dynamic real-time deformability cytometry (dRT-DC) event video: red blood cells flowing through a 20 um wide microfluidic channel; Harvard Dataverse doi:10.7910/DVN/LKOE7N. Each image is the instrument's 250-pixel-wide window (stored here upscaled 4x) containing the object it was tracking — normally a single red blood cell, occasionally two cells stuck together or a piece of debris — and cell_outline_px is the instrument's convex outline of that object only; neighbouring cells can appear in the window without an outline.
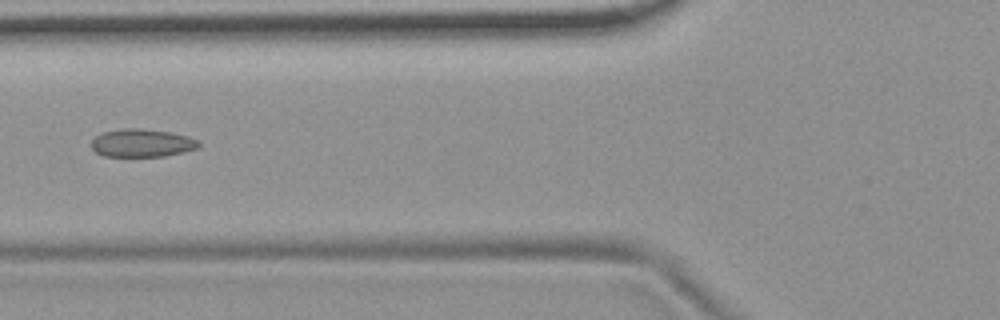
{"species": "common noctule bat (a hibernating species)", "species_latin": "Nyctalus noctula", "temperature_condition": "room temperature", "stored_images_in_passage": 4, "camera_frame_rate_fps": 3000, "um_per_image_px": 0.085, "animal": {"sex": "female", "body_mass_g": 19.9}, "frame": {"image": 1, "passage_image": 4, "time_ms": 1.0, "image_size_px": [1000, 320], "cell_outline_px": [[200, 148], [184, 152], [164, 156], [104, 156], [96, 152], [92, 148], [92, 140], [96, 136], [104, 132], [124, 128], [140, 128], [172, 132], [188, 136], [200, 140]], "centroid_in_image_um": [12.13, 12.15], "position_along_channel_um": 113.7, "area_um2": 17.63}}